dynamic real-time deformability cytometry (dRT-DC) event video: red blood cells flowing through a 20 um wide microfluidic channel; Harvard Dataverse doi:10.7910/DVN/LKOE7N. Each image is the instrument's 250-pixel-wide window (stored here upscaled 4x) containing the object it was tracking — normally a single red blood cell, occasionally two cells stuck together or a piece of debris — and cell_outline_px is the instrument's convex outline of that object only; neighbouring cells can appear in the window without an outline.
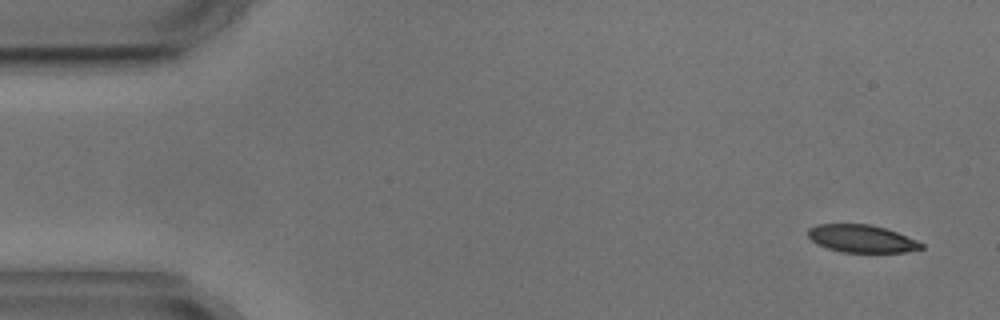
{"species": "common noctule bat (a hibernating species)", "species_latin": "Nyctalus noctula", "temperature_condition": "cold", "stored_images_in_passage": 5, "camera_frame_rate_fps": 3000, "um_per_image_px": 0.085, "animal": {"sex": "male", "body_mass_g": 17.9, "forearm_length_mm": 54.2}, "frame": {"image": 1, "passage_image": 1, "time_ms": 0.0, "image_size_px": [1000, 320], "cell_outline_px": [[924, 248], [904, 252], [844, 252], [828, 248], [816, 244], [808, 236], [808, 228], [816, 224], [868, 224], [884, 228], [896, 232], [916, 240], [924, 244]], "centroid_in_image_um": [73.22, 20.28], "position_along_channel_um": 11.8, "area_um2": 18.09}}
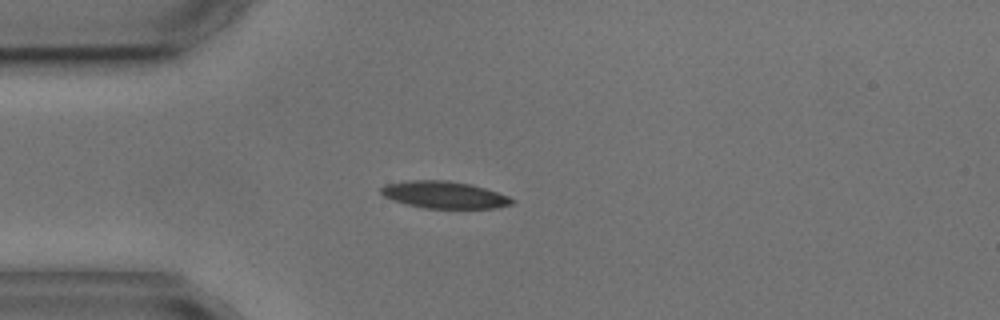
{"frame": {"image": 2, "passage_image": 4, "time_ms": 3.667, "image_size_px": [1000, 320], "cell_outline_px": [[516, 200], [512, 204], [496, 208], [424, 208], [392, 200], [384, 196], [380, 192], [380, 188], [384, 184], [408, 180], [448, 180], [468, 184], [484, 188], [508, 196]], "centroid_in_image_um": [37.73, 16.55], "position_along_channel_um": 47.3, "area_um2": 20.58}}